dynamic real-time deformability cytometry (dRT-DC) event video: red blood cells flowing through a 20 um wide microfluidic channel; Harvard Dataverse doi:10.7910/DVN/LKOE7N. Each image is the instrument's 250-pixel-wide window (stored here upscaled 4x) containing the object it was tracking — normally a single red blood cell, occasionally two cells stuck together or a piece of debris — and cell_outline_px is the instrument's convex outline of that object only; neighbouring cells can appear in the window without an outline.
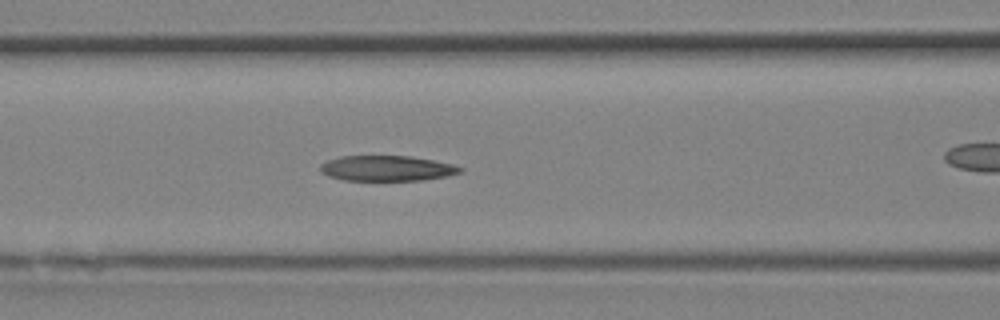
{"species": "Egyptian fruit bat (a non-hibernating species)", "species_latin": "Rousettus aegyptiacus", "temperature_condition": "room temperature", "stored_images_in_passage": 13, "camera_frame_rate_fps": 3000, "um_per_image_px": 0.085, "animal": {"sex": "female"}, "frame": {"image": 1, "passage_image": 10, "time_ms": 3.0, "image_size_px": [1000, 320], "cell_outline_px": [[464, 168], [460, 172], [448, 176], [424, 180], [344, 180], [328, 176], [320, 172], [320, 164], [328, 160], [340, 156], [412, 156], [452, 164]], "centroid_in_image_um": [32.87, 14.3], "position_along_channel_um": 133.7, "area_um2": 20.69}}